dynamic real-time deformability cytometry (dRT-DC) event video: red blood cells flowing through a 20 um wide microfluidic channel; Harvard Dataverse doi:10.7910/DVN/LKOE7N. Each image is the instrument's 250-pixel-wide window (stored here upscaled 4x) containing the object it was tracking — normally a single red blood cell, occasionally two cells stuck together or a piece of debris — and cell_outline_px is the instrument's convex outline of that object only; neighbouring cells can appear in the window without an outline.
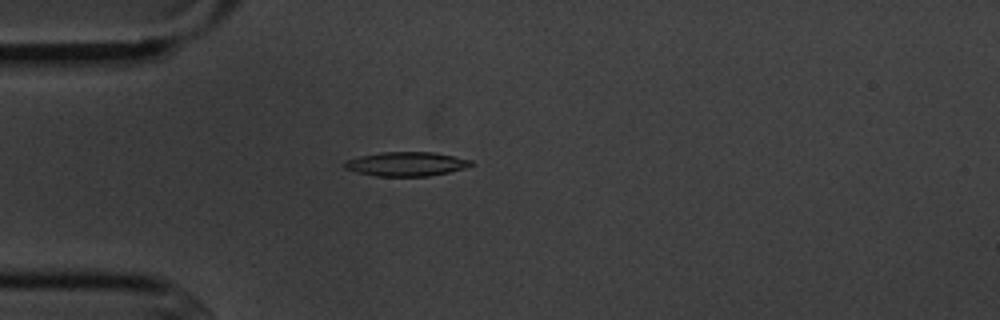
{"species": "common noctule bat (a hibernating species)", "species_latin": "Nyctalus noctula", "temperature_condition": "cold", "stored_images_in_passage": 6, "camera_frame_rate_fps": 3000, "um_per_image_px": 0.085, "animal": {"sex": "male", "body_mass_g": 20.1, "forearm_length_mm": 53.5}, "frame": {"image": 1, "passage_image": 5, "time_ms": 4.667, "image_size_px": [1000, 320], "cell_outline_px": [[472, 164], [464, 168], [448, 172], [428, 176], [376, 176], [356, 172], [344, 168], [344, 160], [360, 156], [380, 152], [432, 152], [472, 160]], "centroid_in_image_um": [34.48, 13.94], "position_along_channel_um": 50.5, "area_um2": 17.69}}